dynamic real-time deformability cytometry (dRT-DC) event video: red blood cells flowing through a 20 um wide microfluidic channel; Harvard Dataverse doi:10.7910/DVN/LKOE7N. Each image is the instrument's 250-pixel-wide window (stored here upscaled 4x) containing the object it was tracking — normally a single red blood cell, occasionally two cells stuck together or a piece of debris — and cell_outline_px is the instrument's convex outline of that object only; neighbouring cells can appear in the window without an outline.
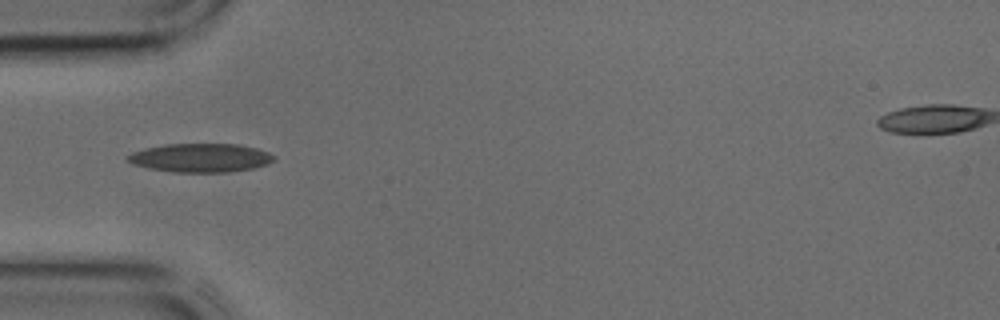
{"species": "common noctule bat (a hibernating species)", "species_latin": "Nyctalus noctula", "temperature_condition": "cold", "stored_images_in_passage": 10, "camera_frame_rate_fps": 3000, "um_per_image_px": 0.085, "animal": {"sex": "male", "body_mass_g": 17.9, "forearm_length_mm": 54.2}, "frame": {"image": 1, "passage_image": 1, "time_ms": 0.0, "image_size_px": [1000, 320], "cell_outline_px": [[276, 160], [268, 164], [252, 168], [228, 172], [172, 172], [132, 164], [124, 160], [124, 156], [132, 152], [148, 148], [168, 144], [240, 144], [256, 148], [268, 152], [276, 156]], "centroid_in_image_um": [17.06, 13.41], "position_along_channel_um": 67.9, "area_um2": 24.51}}